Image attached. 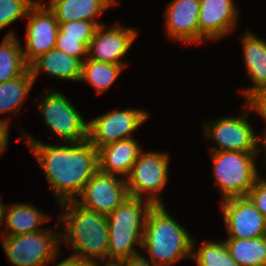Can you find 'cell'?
I'll use <instances>...</instances> for the list:
<instances>
[{
	"label": "cell",
	"mask_w": 266,
	"mask_h": 266,
	"mask_svg": "<svg viewBox=\"0 0 266 266\" xmlns=\"http://www.w3.org/2000/svg\"><path fill=\"white\" fill-rule=\"evenodd\" d=\"M97 150L98 170L116 176L119 174L126 179L142 148L133 137L121 139Z\"/></svg>",
	"instance_id": "18"
},
{
	"label": "cell",
	"mask_w": 266,
	"mask_h": 266,
	"mask_svg": "<svg viewBox=\"0 0 266 266\" xmlns=\"http://www.w3.org/2000/svg\"><path fill=\"white\" fill-rule=\"evenodd\" d=\"M45 229L16 236H2V246L8 260L15 266H49V263L60 257L61 232Z\"/></svg>",
	"instance_id": "6"
},
{
	"label": "cell",
	"mask_w": 266,
	"mask_h": 266,
	"mask_svg": "<svg viewBox=\"0 0 266 266\" xmlns=\"http://www.w3.org/2000/svg\"><path fill=\"white\" fill-rule=\"evenodd\" d=\"M247 197L266 218V179L258 176Z\"/></svg>",
	"instance_id": "30"
},
{
	"label": "cell",
	"mask_w": 266,
	"mask_h": 266,
	"mask_svg": "<svg viewBox=\"0 0 266 266\" xmlns=\"http://www.w3.org/2000/svg\"><path fill=\"white\" fill-rule=\"evenodd\" d=\"M234 0H200L199 42L216 40L237 25L238 12Z\"/></svg>",
	"instance_id": "15"
},
{
	"label": "cell",
	"mask_w": 266,
	"mask_h": 266,
	"mask_svg": "<svg viewBox=\"0 0 266 266\" xmlns=\"http://www.w3.org/2000/svg\"><path fill=\"white\" fill-rule=\"evenodd\" d=\"M22 49L14 32L11 31L3 39L0 45V84L19 77L29 68Z\"/></svg>",
	"instance_id": "22"
},
{
	"label": "cell",
	"mask_w": 266,
	"mask_h": 266,
	"mask_svg": "<svg viewBox=\"0 0 266 266\" xmlns=\"http://www.w3.org/2000/svg\"><path fill=\"white\" fill-rule=\"evenodd\" d=\"M230 256L240 266H266V236L253 239L224 240Z\"/></svg>",
	"instance_id": "23"
},
{
	"label": "cell",
	"mask_w": 266,
	"mask_h": 266,
	"mask_svg": "<svg viewBox=\"0 0 266 266\" xmlns=\"http://www.w3.org/2000/svg\"><path fill=\"white\" fill-rule=\"evenodd\" d=\"M256 113H259V115L260 116H262L263 117V119L265 120V122H266V117L258 110V108H257V106H256V111H255ZM262 139H260V137H258V152H260V151H263V150H265L266 151V132H265V134H264V136L263 137H261ZM261 143V144H260ZM261 147H263V150H262V148ZM261 149V150H260ZM266 157V156H265Z\"/></svg>",
	"instance_id": "35"
},
{
	"label": "cell",
	"mask_w": 266,
	"mask_h": 266,
	"mask_svg": "<svg viewBox=\"0 0 266 266\" xmlns=\"http://www.w3.org/2000/svg\"><path fill=\"white\" fill-rule=\"evenodd\" d=\"M9 119H0V154L2 155L8 148V138H9Z\"/></svg>",
	"instance_id": "33"
},
{
	"label": "cell",
	"mask_w": 266,
	"mask_h": 266,
	"mask_svg": "<svg viewBox=\"0 0 266 266\" xmlns=\"http://www.w3.org/2000/svg\"><path fill=\"white\" fill-rule=\"evenodd\" d=\"M245 106L248 110L240 117H222L212 123L203 124L204 135L217 145L212 147L211 151L258 152L259 136L254 132L247 118L250 110L256 111V104L246 102Z\"/></svg>",
	"instance_id": "9"
},
{
	"label": "cell",
	"mask_w": 266,
	"mask_h": 266,
	"mask_svg": "<svg viewBox=\"0 0 266 266\" xmlns=\"http://www.w3.org/2000/svg\"><path fill=\"white\" fill-rule=\"evenodd\" d=\"M193 241L191 259L198 266H240L231 256L225 242H204L195 253Z\"/></svg>",
	"instance_id": "26"
},
{
	"label": "cell",
	"mask_w": 266,
	"mask_h": 266,
	"mask_svg": "<svg viewBox=\"0 0 266 266\" xmlns=\"http://www.w3.org/2000/svg\"><path fill=\"white\" fill-rule=\"evenodd\" d=\"M169 156L160 152L139 154L125 179L130 196L142 198L153 205H163L158 194L166 186L169 176Z\"/></svg>",
	"instance_id": "7"
},
{
	"label": "cell",
	"mask_w": 266,
	"mask_h": 266,
	"mask_svg": "<svg viewBox=\"0 0 266 266\" xmlns=\"http://www.w3.org/2000/svg\"><path fill=\"white\" fill-rule=\"evenodd\" d=\"M96 261L71 254L55 266H96Z\"/></svg>",
	"instance_id": "31"
},
{
	"label": "cell",
	"mask_w": 266,
	"mask_h": 266,
	"mask_svg": "<svg viewBox=\"0 0 266 266\" xmlns=\"http://www.w3.org/2000/svg\"><path fill=\"white\" fill-rule=\"evenodd\" d=\"M50 219L33 205L25 203L10 205L7 207L4 222L6 230L0 236H16L44 230L39 226Z\"/></svg>",
	"instance_id": "21"
},
{
	"label": "cell",
	"mask_w": 266,
	"mask_h": 266,
	"mask_svg": "<svg viewBox=\"0 0 266 266\" xmlns=\"http://www.w3.org/2000/svg\"><path fill=\"white\" fill-rule=\"evenodd\" d=\"M258 110L266 117V92L254 102Z\"/></svg>",
	"instance_id": "34"
},
{
	"label": "cell",
	"mask_w": 266,
	"mask_h": 266,
	"mask_svg": "<svg viewBox=\"0 0 266 266\" xmlns=\"http://www.w3.org/2000/svg\"><path fill=\"white\" fill-rule=\"evenodd\" d=\"M76 201L100 214L113 212L128 196V187L124 177L97 171L85 184Z\"/></svg>",
	"instance_id": "12"
},
{
	"label": "cell",
	"mask_w": 266,
	"mask_h": 266,
	"mask_svg": "<svg viewBox=\"0 0 266 266\" xmlns=\"http://www.w3.org/2000/svg\"><path fill=\"white\" fill-rule=\"evenodd\" d=\"M124 68V65L98 62L87 58L82 62L80 81L89 82L100 95L116 81Z\"/></svg>",
	"instance_id": "25"
},
{
	"label": "cell",
	"mask_w": 266,
	"mask_h": 266,
	"mask_svg": "<svg viewBox=\"0 0 266 266\" xmlns=\"http://www.w3.org/2000/svg\"><path fill=\"white\" fill-rule=\"evenodd\" d=\"M164 206H152L143 231L141 248L155 266H171L181 259L191 258L192 254L193 238Z\"/></svg>",
	"instance_id": "3"
},
{
	"label": "cell",
	"mask_w": 266,
	"mask_h": 266,
	"mask_svg": "<svg viewBox=\"0 0 266 266\" xmlns=\"http://www.w3.org/2000/svg\"><path fill=\"white\" fill-rule=\"evenodd\" d=\"M137 30L113 24L105 29V25L97 26L88 46V59L98 62H109L116 65L127 63L121 61L137 38Z\"/></svg>",
	"instance_id": "14"
},
{
	"label": "cell",
	"mask_w": 266,
	"mask_h": 266,
	"mask_svg": "<svg viewBox=\"0 0 266 266\" xmlns=\"http://www.w3.org/2000/svg\"><path fill=\"white\" fill-rule=\"evenodd\" d=\"M122 266H155L150 260L142 256L141 253L120 260Z\"/></svg>",
	"instance_id": "32"
},
{
	"label": "cell",
	"mask_w": 266,
	"mask_h": 266,
	"mask_svg": "<svg viewBox=\"0 0 266 266\" xmlns=\"http://www.w3.org/2000/svg\"><path fill=\"white\" fill-rule=\"evenodd\" d=\"M26 18V49L22 50L25 63L29 66L39 56L55 48L59 22L46 4L40 1H34Z\"/></svg>",
	"instance_id": "11"
},
{
	"label": "cell",
	"mask_w": 266,
	"mask_h": 266,
	"mask_svg": "<svg viewBox=\"0 0 266 266\" xmlns=\"http://www.w3.org/2000/svg\"><path fill=\"white\" fill-rule=\"evenodd\" d=\"M65 207L60 216L66 230L60 233L72 254L86 259L108 261L109 232L106 215L80 205L76 200L60 203ZM76 251V253H75Z\"/></svg>",
	"instance_id": "2"
},
{
	"label": "cell",
	"mask_w": 266,
	"mask_h": 266,
	"mask_svg": "<svg viewBox=\"0 0 266 266\" xmlns=\"http://www.w3.org/2000/svg\"><path fill=\"white\" fill-rule=\"evenodd\" d=\"M97 26L91 21L73 20L59 22L58 33H64V37L81 38V42L89 46Z\"/></svg>",
	"instance_id": "28"
},
{
	"label": "cell",
	"mask_w": 266,
	"mask_h": 266,
	"mask_svg": "<svg viewBox=\"0 0 266 266\" xmlns=\"http://www.w3.org/2000/svg\"><path fill=\"white\" fill-rule=\"evenodd\" d=\"M200 0H173L165 12L166 32L173 40L199 42Z\"/></svg>",
	"instance_id": "16"
},
{
	"label": "cell",
	"mask_w": 266,
	"mask_h": 266,
	"mask_svg": "<svg viewBox=\"0 0 266 266\" xmlns=\"http://www.w3.org/2000/svg\"><path fill=\"white\" fill-rule=\"evenodd\" d=\"M113 4H116V0H53L48 8L58 22L85 20L100 26L102 24L95 17Z\"/></svg>",
	"instance_id": "20"
},
{
	"label": "cell",
	"mask_w": 266,
	"mask_h": 266,
	"mask_svg": "<svg viewBox=\"0 0 266 266\" xmlns=\"http://www.w3.org/2000/svg\"><path fill=\"white\" fill-rule=\"evenodd\" d=\"M55 47L81 62H84L88 56V46L81 42V38L64 37V33L57 34Z\"/></svg>",
	"instance_id": "29"
},
{
	"label": "cell",
	"mask_w": 266,
	"mask_h": 266,
	"mask_svg": "<svg viewBox=\"0 0 266 266\" xmlns=\"http://www.w3.org/2000/svg\"><path fill=\"white\" fill-rule=\"evenodd\" d=\"M149 114L142 109L112 110L88 122V140L98 149L121 139L133 138L132 132Z\"/></svg>",
	"instance_id": "10"
},
{
	"label": "cell",
	"mask_w": 266,
	"mask_h": 266,
	"mask_svg": "<svg viewBox=\"0 0 266 266\" xmlns=\"http://www.w3.org/2000/svg\"><path fill=\"white\" fill-rule=\"evenodd\" d=\"M153 204L146 199L128 196L106 218L108 221V261H120L139 252L145 221Z\"/></svg>",
	"instance_id": "4"
},
{
	"label": "cell",
	"mask_w": 266,
	"mask_h": 266,
	"mask_svg": "<svg viewBox=\"0 0 266 266\" xmlns=\"http://www.w3.org/2000/svg\"><path fill=\"white\" fill-rule=\"evenodd\" d=\"M259 152L211 151L215 184L222 199L246 197L259 176L255 158Z\"/></svg>",
	"instance_id": "5"
},
{
	"label": "cell",
	"mask_w": 266,
	"mask_h": 266,
	"mask_svg": "<svg viewBox=\"0 0 266 266\" xmlns=\"http://www.w3.org/2000/svg\"><path fill=\"white\" fill-rule=\"evenodd\" d=\"M38 100L45 124L64 143L88 140V123L75 106L61 92L50 91Z\"/></svg>",
	"instance_id": "8"
},
{
	"label": "cell",
	"mask_w": 266,
	"mask_h": 266,
	"mask_svg": "<svg viewBox=\"0 0 266 266\" xmlns=\"http://www.w3.org/2000/svg\"><path fill=\"white\" fill-rule=\"evenodd\" d=\"M98 263L99 262L96 263V266H100ZM104 266H122V263L120 261H106Z\"/></svg>",
	"instance_id": "37"
},
{
	"label": "cell",
	"mask_w": 266,
	"mask_h": 266,
	"mask_svg": "<svg viewBox=\"0 0 266 266\" xmlns=\"http://www.w3.org/2000/svg\"><path fill=\"white\" fill-rule=\"evenodd\" d=\"M34 84L31 71L28 68L17 78L0 84V114L16 113L29 95Z\"/></svg>",
	"instance_id": "24"
},
{
	"label": "cell",
	"mask_w": 266,
	"mask_h": 266,
	"mask_svg": "<svg viewBox=\"0 0 266 266\" xmlns=\"http://www.w3.org/2000/svg\"><path fill=\"white\" fill-rule=\"evenodd\" d=\"M228 238L253 239L266 236V218L246 197L222 200Z\"/></svg>",
	"instance_id": "13"
},
{
	"label": "cell",
	"mask_w": 266,
	"mask_h": 266,
	"mask_svg": "<svg viewBox=\"0 0 266 266\" xmlns=\"http://www.w3.org/2000/svg\"><path fill=\"white\" fill-rule=\"evenodd\" d=\"M33 5V0H0V30L25 18Z\"/></svg>",
	"instance_id": "27"
},
{
	"label": "cell",
	"mask_w": 266,
	"mask_h": 266,
	"mask_svg": "<svg viewBox=\"0 0 266 266\" xmlns=\"http://www.w3.org/2000/svg\"><path fill=\"white\" fill-rule=\"evenodd\" d=\"M242 36L243 60L253 85L243 91L245 102H255L266 92V41L249 33Z\"/></svg>",
	"instance_id": "17"
},
{
	"label": "cell",
	"mask_w": 266,
	"mask_h": 266,
	"mask_svg": "<svg viewBox=\"0 0 266 266\" xmlns=\"http://www.w3.org/2000/svg\"><path fill=\"white\" fill-rule=\"evenodd\" d=\"M34 82L39 72H44L57 79L80 81L82 62L56 47L42 54L29 66Z\"/></svg>",
	"instance_id": "19"
},
{
	"label": "cell",
	"mask_w": 266,
	"mask_h": 266,
	"mask_svg": "<svg viewBox=\"0 0 266 266\" xmlns=\"http://www.w3.org/2000/svg\"><path fill=\"white\" fill-rule=\"evenodd\" d=\"M23 139L43 168L49 189L58 203L76 200L85 184L98 171V150L89 141L49 145L37 141L25 132ZM65 144V145H64Z\"/></svg>",
	"instance_id": "1"
},
{
	"label": "cell",
	"mask_w": 266,
	"mask_h": 266,
	"mask_svg": "<svg viewBox=\"0 0 266 266\" xmlns=\"http://www.w3.org/2000/svg\"><path fill=\"white\" fill-rule=\"evenodd\" d=\"M7 205L3 204L0 197V224L4 225L5 216L7 212V208L5 207Z\"/></svg>",
	"instance_id": "36"
}]
</instances>
